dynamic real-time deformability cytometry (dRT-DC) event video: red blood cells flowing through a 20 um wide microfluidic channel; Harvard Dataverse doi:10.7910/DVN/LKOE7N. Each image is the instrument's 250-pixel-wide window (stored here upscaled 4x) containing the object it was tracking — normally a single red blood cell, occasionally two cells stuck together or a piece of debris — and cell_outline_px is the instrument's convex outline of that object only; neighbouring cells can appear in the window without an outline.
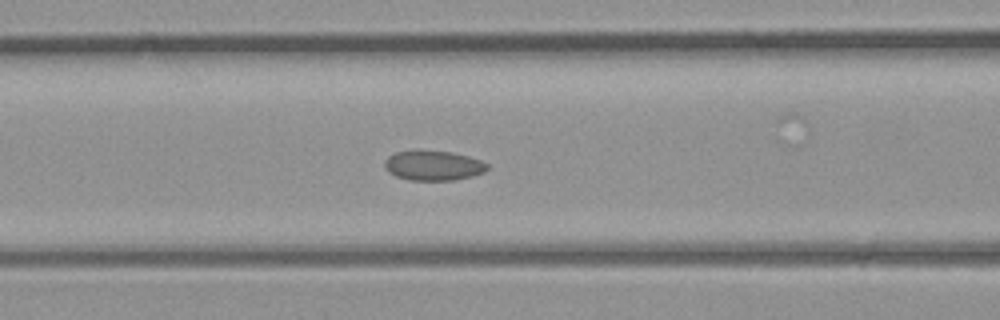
{"species": "common noctule bat (a hibernating species)", "species_latin": "Nyctalus noctula", "temperature_condition": "room temperature", "stored_images_in_passage": 41, "camera_frame_rate_fps": 3000, "um_per_image_px": 0.085, "animal": {"sex": "male", "body_mass_g": 23.1, "forearm_length_mm": 52.7}, "frame": {"image": 1, "passage_image": 17, "time_ms": 5.333, "image_size_px": [1000, 320], "cell_outline_px": [[488, 168], [484, 172], [472, 176], [456, 180], [408, 180], [396, 176], [388, 172], [384, 168], [384, 160], [388, 156], [396, 152], [420, 148], [452, 152], [468, 156], [480, 160], [488, 164]], "centroid_in_image_um": [36.79, 14.04], "position_along_channel_um": 129.8, "area_um2": 18.38}}
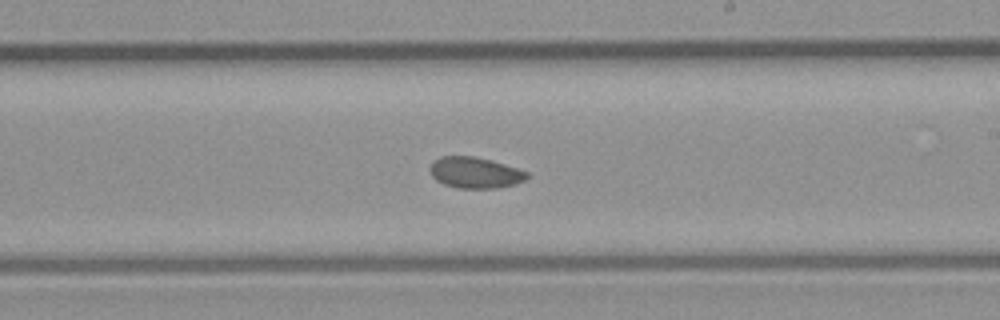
{"frame": {"image": 2, "passage_image": 24, "time_ms": 7.667, "image_size_px": [1000, 320], "cell_outline_px": [[528, 176], [524, 180], [512, 184], [496, 188], [456, 188], [444, 184], [436, 180], [432, 176], [428, 168], [432, 160], [440, 156], [476, 156], [492, 160], [528, 172]], "centroid_in_image_um": [40.31, 14.66], "position_along_channel_um": 248.7, "area_um2": 17.63}}
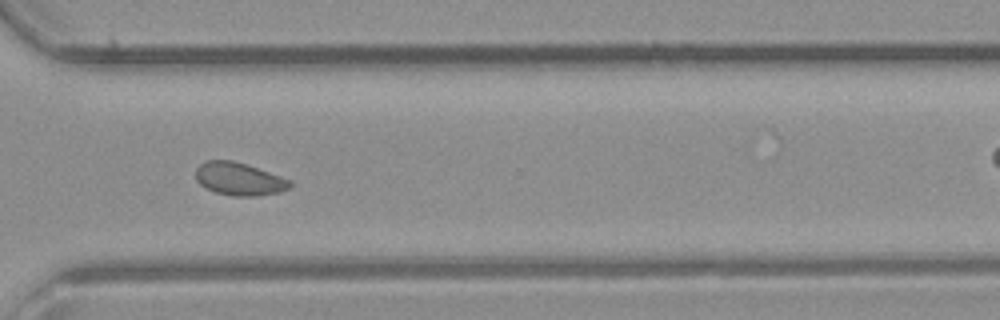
{"frame": {"image": 3, "passage_image": 30, "time_ms": 9.667, "image_size_px": [1000, 320], "cell_outline_px": [[292, 184], [288, 188], [280, 192], [256, 196], [232, 196], [216, 192], [200, 184], [196, 180], [196, 168], [204, 160], [232, 160], [292, 180]], "centroid_in_image_um": [20.31, 15.21], "position_along_channel_um": 350.3, "area_um2": 17.86}}